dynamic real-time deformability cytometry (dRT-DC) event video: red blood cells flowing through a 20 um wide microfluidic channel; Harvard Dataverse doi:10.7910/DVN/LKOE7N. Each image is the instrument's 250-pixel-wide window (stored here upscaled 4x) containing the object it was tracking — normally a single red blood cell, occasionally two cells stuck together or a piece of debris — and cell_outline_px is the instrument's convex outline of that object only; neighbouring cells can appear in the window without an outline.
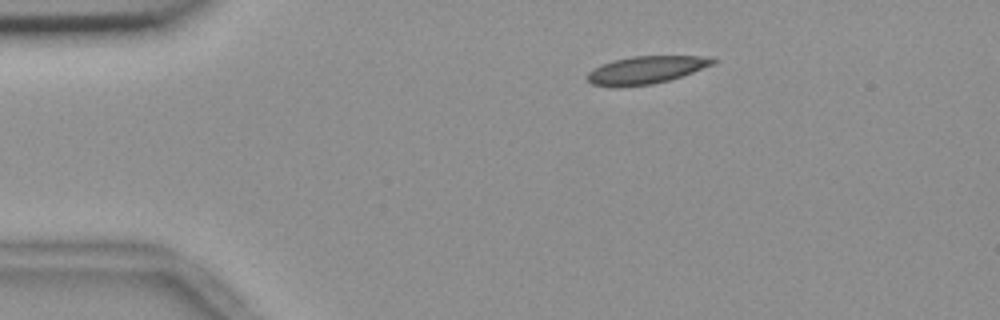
{"species": "common noctule bat (a hibernating species)", "species_latin": "Nyctalus noctula", "temperature_condition": "room temperature", "stored_images_in_passage": 46, "camera_frame_rate_fps": 3000, "um_per_image_px": 0.085, "animal": {"sex": "female", "body_mass_g": 18.4}, "frame": {"image": 1, "passage_image": 1, "time_ms": 0.0, "image_size_px": [1000, 320], "cell_outline_px": [[716, 60], [712, 64], [692, 72], [668, 80], [652, 84], [616, 88], [612, 88], [592, 84], [584, 76], [592, 68], [600, 64], [612, 60], [632, 56], [700, 56]], "centroid_in_image_um": [54.76, 5.96], "position_along_channel_um": 30.2, "area_um2": 20.29}}
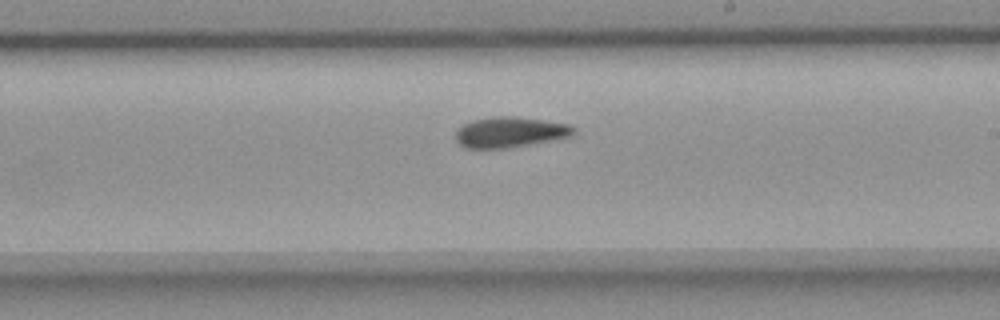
{"frame": {"image": 2, "passage_image": 23, "time_ms": 7.333, "image_size_px": [1000, 320], "cell_outline_px": [[576, 132], [572, 136], [508, 148], [468, 148], [460, 144], [456, 140], [456, 128], [472, 120], [492, 116], [516, 116], [544, 120], [568, 124], [576, 128]], "centroid_in_image_um": [43.35, 11.22], "position_along_channel_um": 245.7, "area_um2": 21.04}}
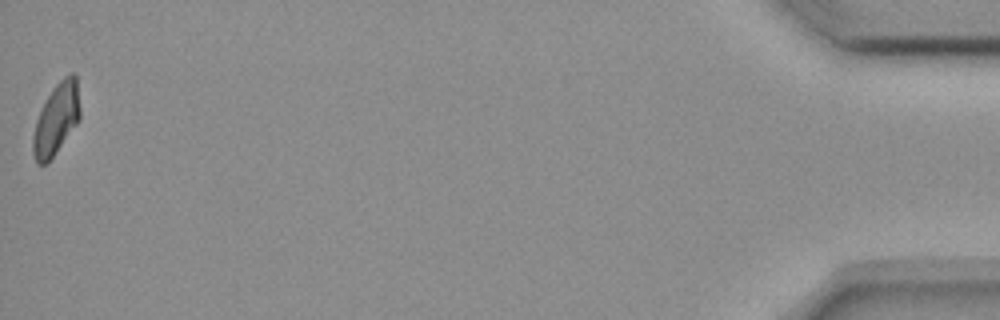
{"frame": {"image": 3, "passage_image": 46, "time_ms": 15.0, "image_size_px": [1000, 320], "cell_outline_px": [[80, 120], [48, 164], [36, 164], [32, 152], [32, 136], [36, 120], [52, 88], [64, 76], [72, 72], [76, 72], [80, 108]], "centroid_in_image_um": [4.79, 10.14], "position_along_channel_um": 430.4, "area_um2": 19.83}, "authors_computed_cell_mechanics": {"area_um2": 20.5479, "velocity_mm_per_s": 3.6737, "shape_relaxation_time_tau1_ms": 6.4191, "shape_relaxation_time_tau2_ms": 5.8594, "deformation_change_tau1": 0.1546, "deformation_change_tau2": 0.1218}}